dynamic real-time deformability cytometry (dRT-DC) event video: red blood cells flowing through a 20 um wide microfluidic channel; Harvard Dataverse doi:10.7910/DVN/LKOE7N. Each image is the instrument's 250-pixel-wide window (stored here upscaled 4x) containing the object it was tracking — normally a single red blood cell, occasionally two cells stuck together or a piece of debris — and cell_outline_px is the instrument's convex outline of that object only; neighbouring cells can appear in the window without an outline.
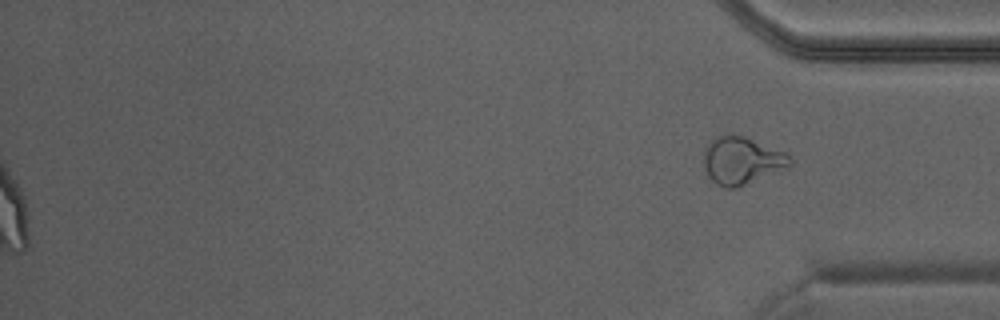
{"species": "Egyptian fruit bat (a non-hibernating species)", "species_latin": "Rousettus aegyptiacus", "temperature_condition": "warm", "stored_images_in_passage": 36, "camera_frame_rate_fps": 3000, "um_per_image_px": 0.085, "animal": {"sex": "male"}, "frame": {"image": 1, "passage_image": 36, "time_ms": 11.667, "image_size_px": [1000, 320], "cell_outline_px": [[792, 164], [736, 188], [724, 188], [716, 184], [708, 176], [704, 168], [704, 152], [708, 144], [716, 136], [728, 132], [732, 132], [744, 136], [788, 152], [792, 160]], "centroid_in_image_um": [63.02, 13.6], "position_along_channel_um": 372.2, "area_um2": 23.93}}